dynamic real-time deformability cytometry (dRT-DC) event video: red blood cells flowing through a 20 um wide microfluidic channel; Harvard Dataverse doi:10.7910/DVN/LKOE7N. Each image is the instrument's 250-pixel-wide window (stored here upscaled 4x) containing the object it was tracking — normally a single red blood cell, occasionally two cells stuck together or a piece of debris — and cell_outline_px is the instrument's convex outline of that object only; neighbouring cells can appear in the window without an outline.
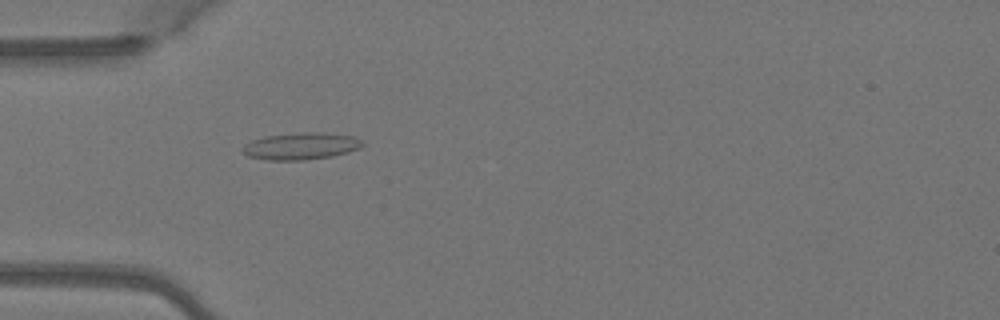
{"species": "Egyptian fruit bat (a non-hibernating species)", "species_latin": "Rousettus aegyptiacus", "temperature_condition": "warm", "stored_images_in_passage": 2, "camera_frame_rate_fps": 3000, "um_per_image_px": 0.085, "animal": {"sex": "female"}, "frame": {"image": 1, "passage_image": 2, "time_ms": 0.333, "image_size_px": [1000, 320], "cell_outline_px": [[364, 144], [360, 148], [348, 152], [332, 156], [304, 160], [268, 160], [248, 156], [240, 148], [244, 144], [252, 140], [264, 136], [304, 132], [324, 132], [356, 136]], "centroid_in_image_um": [25.59, 12.41], "position_along_channel_um": 59.4, "area_um2": 18.96}}